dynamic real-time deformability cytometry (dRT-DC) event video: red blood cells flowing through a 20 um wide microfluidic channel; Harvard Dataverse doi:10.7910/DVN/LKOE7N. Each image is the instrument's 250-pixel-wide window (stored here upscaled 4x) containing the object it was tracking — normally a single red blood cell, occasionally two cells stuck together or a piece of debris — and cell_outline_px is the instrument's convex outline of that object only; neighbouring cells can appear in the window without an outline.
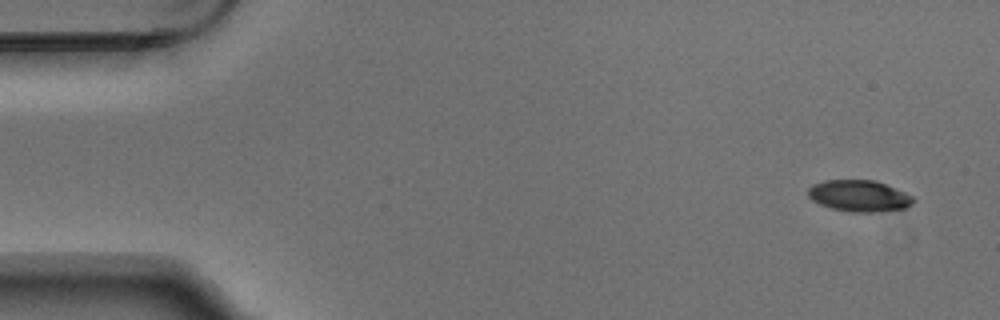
{"species": "Egyptian fruit bat (a non-hibernating species)", "species_latin": "Rousettus aegyptiacus", "temperature_condition": "warm", "stored_images_in_passage": 5, "camera_frame_rate_fps": 3000, "um_per_image_px": 0.085, "animal": {"sex": "male"}, "frame": {"image": 1, "passage_image": 1, "time_ms": 0.0, "image_size_px": [1000, 320], "cell_outline_px": [[916, 200], [912, 204], [904, 208], [880, 212], [852, 212], [832, 208], [820, 204], [812, 200], [808, 196], [808, 188], [812, 184], [824, 180], [872, 180], [884, 184], [904, 192], [912, 196]], "centroid_in_image_um": [73.01, 16.65], "position_along_channel_um": 12.0, "area_um2": 19.19}}
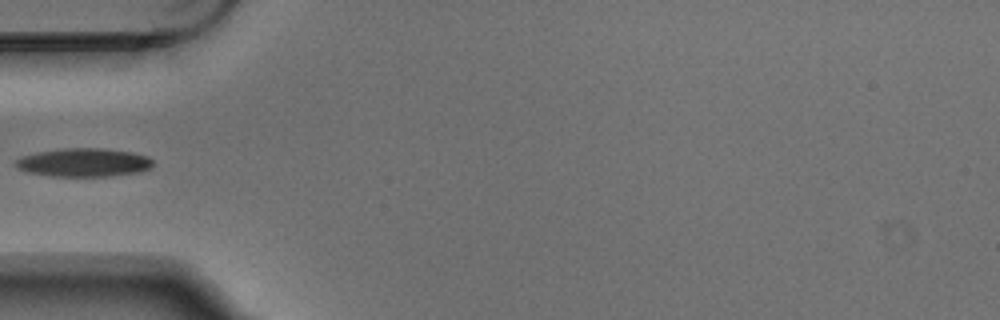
{"frame": {"image": 2, "passage_image": 4, "time_ms": 1.0, "image_size_px": [1000, 320], "cell_outline_px": [[152, 168], [140, 172], [112, 176], [52, 176], [28, 172], [16, 168], [12, 164], [20, 156], [36, 152], [64, 148], [104, 148], [132, 152], [148, 156], [152, 160]], "centroid_in_image_um": [7.1, 13.81], "position_along_channel_um": 77.9, "area_um2": 23.06}}
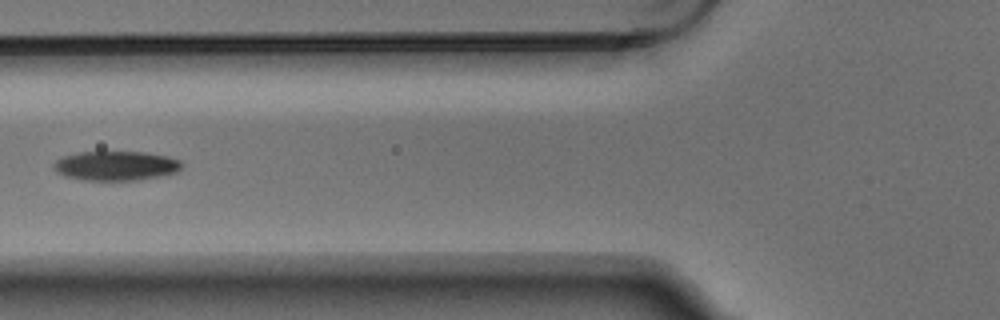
{"frame": {"image": 3, "passage_image": 5, "time_ms": 1.333, "image_size_px": [1000, 320], "cell_outline_px": [[184, 164], [176, 172], [136, 180], [84, 180], [64, 176], [56, 172], [52, 168], [52, 164], [56, 160], [64, 156], [76, 152], [144, 152], [168, 156], [180, 160]], "centroid_in_image_um": [9.81, 14.08], "position_along_channel_um": 116.0, "area_um2": 21.96}}